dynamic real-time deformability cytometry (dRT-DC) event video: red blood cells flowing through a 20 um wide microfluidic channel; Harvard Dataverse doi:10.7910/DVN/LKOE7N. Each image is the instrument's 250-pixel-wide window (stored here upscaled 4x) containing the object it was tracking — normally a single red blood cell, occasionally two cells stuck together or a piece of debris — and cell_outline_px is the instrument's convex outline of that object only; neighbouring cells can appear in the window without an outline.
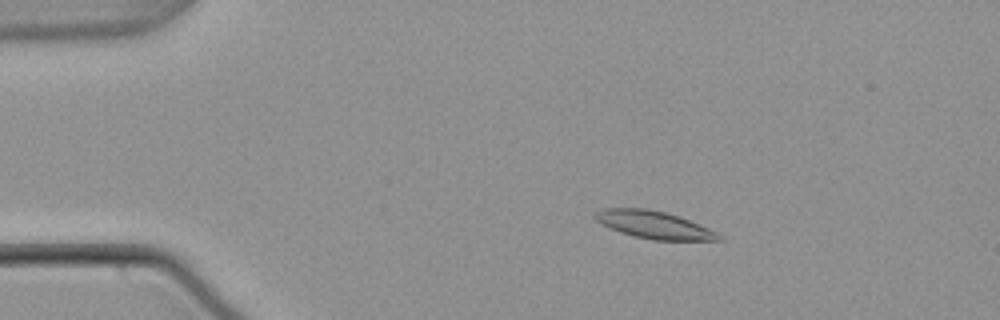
{"species": "common noctule bat (a hibernating species)", "species_latin": "Nyctalus noctula", "temperature_condition": "warm", "stored_images_in_passage": 54, "camera_frame_rate_fps": 3000, "um_per_image_px": 0.085, "animal": {"sex": "male", "body_mass_g": 21.5, "forearm_length_mm": 52.0}, "frame": {"image": 1, "passage_image": 9, "time_ms": 2.667, "image_size_px": [1000, 320], "cell_outline_px": [[724, 240], [652, 240], [620, 232], [600, 224], [592, 216], [596, 212], [604, 208], [648, 208], [680, 216], [708, 228], [724, 236]], "centroid_in_image_um": [55.59, 19.11], "position_along_channel_um": 29.4, "area_um2": 19.88}}
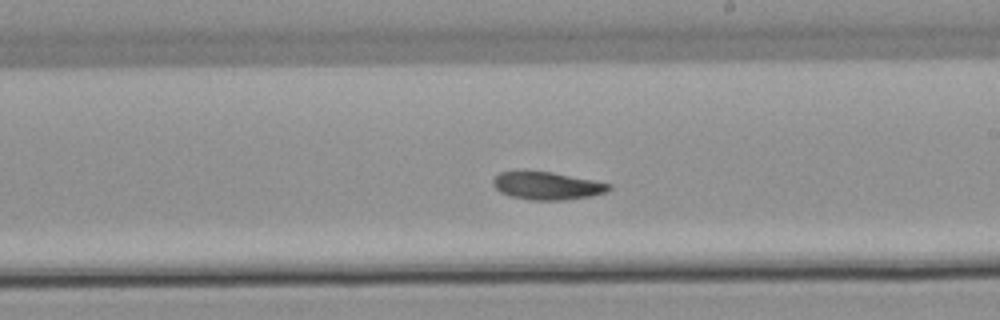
{"frame": {"image": 2, "passage_image": 31, "time_ms": 10.0, "image_size_px": [1000, 320], "cell_outline_px": [[612, 188], [608, 192], [592, 196], [564, 200], [532, 200], [508, 196], [500, 192], [492, 184], [492, 180], [500, 172], [552, 172], [612, 184]], "centroid_in_image_um": [46.53, 15.81], "position_along_channel_um": 242.5, "area_um2": 18.67}}
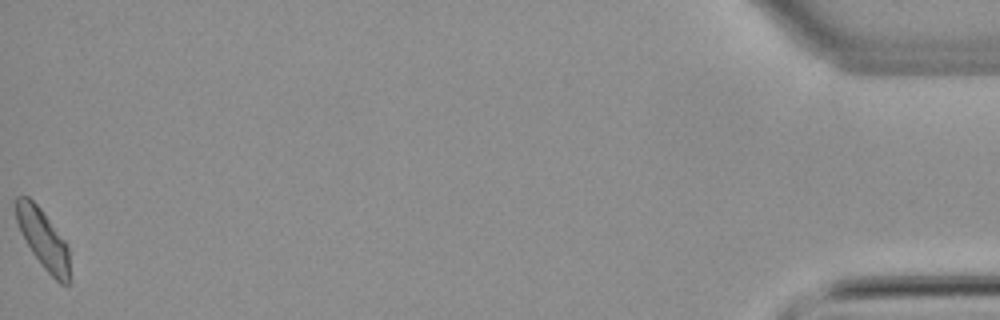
{"frame": {"image": 3, "passage_image": 54, "time_ms": 17.667, "image_size_px": [1000, 320], "cell_outline_px": [[72, 280], [68, 284], [60, 284], [44, 268], [32, 252], [20, 232], [16, 220], [16, 196], [28, 196], [40, 208], [68, 244]], "centroid_in_image_um": [3.72, 20.37], "position_along_channel_um": 431.5, "area_um2": 18.73}, "authors_computed_cell_mechanics": {"area_um2": 19.1029, "velocity_mm_per_s": 3.7772, "shape_relaxation_time_tau1_ms": 8.0252, "shape_relaxation_time_tau2_ms": 7.8885, "deformation_change_tau1": 0.1704, "deformation_change_tau2": 0.1434}}